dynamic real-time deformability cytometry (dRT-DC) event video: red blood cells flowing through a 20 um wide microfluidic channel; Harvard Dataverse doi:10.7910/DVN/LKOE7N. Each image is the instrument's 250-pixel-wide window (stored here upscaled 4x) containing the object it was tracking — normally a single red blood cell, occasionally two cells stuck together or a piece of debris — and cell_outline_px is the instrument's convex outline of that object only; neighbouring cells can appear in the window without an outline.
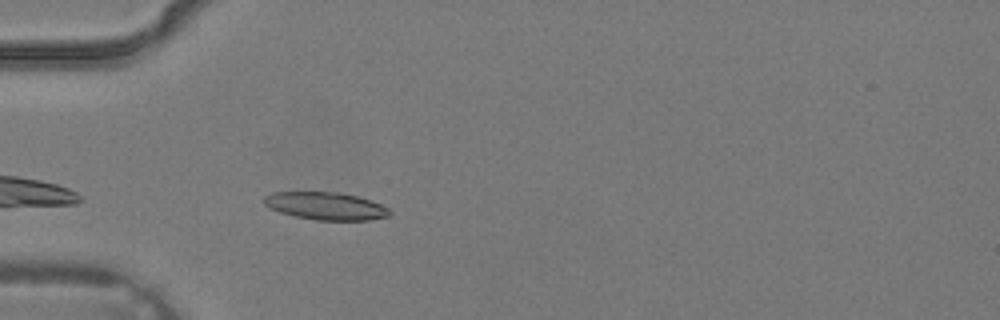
{"species": "common noctule bat (a hibernating species)", "species_latin": "Nyctalus noctula", "temperature_condition": "warm", "stored_images_in_passage": 2, "camera_frame_rate_fps": 3000, "um_per_image_px": 0.085, "animal": {"sex": "male", "body_mass_g": 19.2, "forearm_length_mm": 51.8}, "frame": {"image": 1, "passage_image": 2, "time_ms": 0.333, "image_size_px": [1000, 320], "cell_outline_px": [[392, 212], [388, 216], [368, 220], [316, 220], [296, 216], [280, 212], [268, 208], [264, 204], [264, 196], [272, 192], [336, 192], [356, 196], [372, 200], [388, 208]], "centroid_in_image_um": [27.68, 17.5], "position_along_channel_um": 57.3, "area_um2": 20.17}}